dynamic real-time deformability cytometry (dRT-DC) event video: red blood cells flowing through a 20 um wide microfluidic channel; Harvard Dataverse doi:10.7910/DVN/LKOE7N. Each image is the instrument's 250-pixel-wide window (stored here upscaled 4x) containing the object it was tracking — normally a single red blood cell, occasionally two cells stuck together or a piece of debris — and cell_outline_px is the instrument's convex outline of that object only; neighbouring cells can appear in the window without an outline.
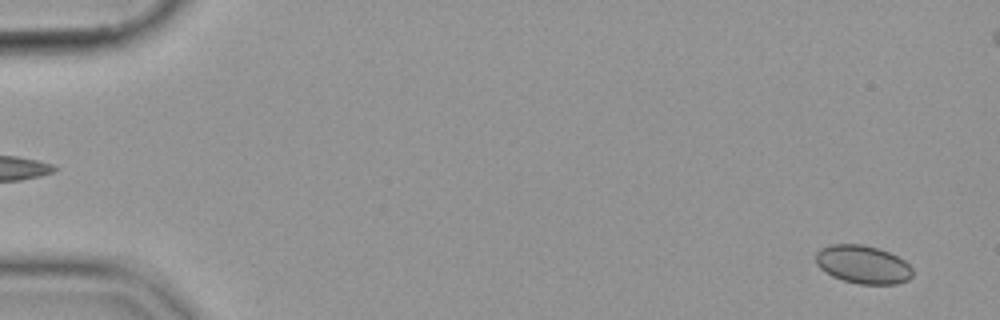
{"species": "common noctule bat (a hibernating species)", "species_latin": "Nyctalus noctula", "temperature_condition": "cold", "stored_images_in_passage": 23, "camera_frame_rate_fps": 3000, "um_per_image_px": 0.085, "animal": {"sex": "female", "body_mass_g": 19.9}, "frame": {"image": 1, "passage_image": 3, "time_ms": 0.667, "image_size_px": [1000, 320], "cell_outline_px": [[912, 276], [908, 280], [896, 284], [860, 284], [844, 280], [832, 276], [820, 268], [816, 264], [816, 252], [820, 248], [832, 244], [860, 244], [876, 248], [888, 252], [904, 260], [912, 268]], "centroid_in_image_um": [73.33, 22.48], "position_along_channel_um": 11.7, "area_um2": 21.44}}
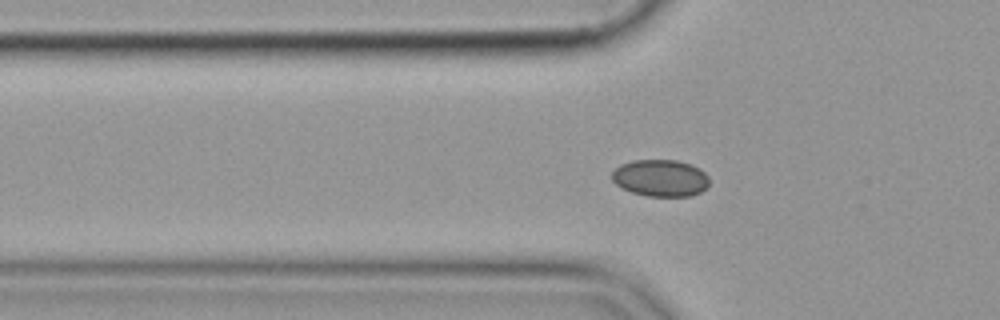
{"frame": {"image": 2, "passage_image": 19, "time_ms": 6.0, "image_size_px": [1000, 320], "cell_outline_px": [[708, 184], [700, 192], [692, 196], [648, 196], [632, 192], [620, 188], [612, 180], [612, 172], [620, 164], [632, 160], [676, 160], [692, 164], [700, 168], [708, 176]], "centroid_in_image_um": [56.13, 15.12], "position_along_channel_um": 69.7, "area_um2": 21.04}}
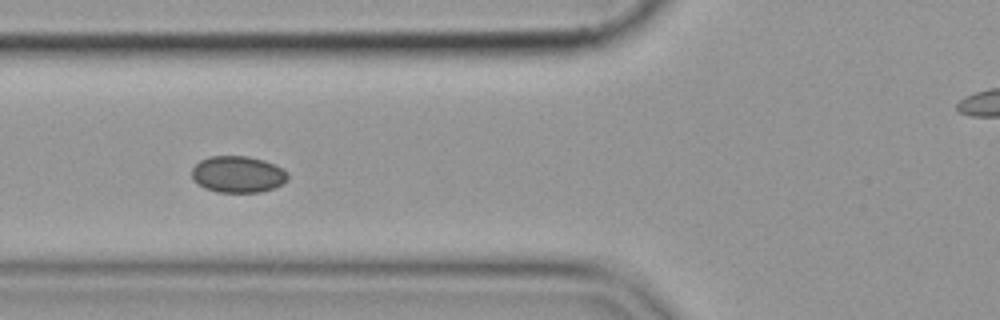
{"frame": {"image": 3, "passage_image": 22, "time_ms": 7.0, "image_size_px": [1000, 320], "cell_outline_px": [[288, 180], [284, 184], [276, 188], [260, 192], [216, 192], [204, 188], [196, 184], [192, 180], [192, 168], [200, 160], [208, 156], [248, 156], [264, 160], [288, 172]], "centroid_in_image_um": [20.21, 14.83], "position_along_channel_um": 105.6, "area_um2": 20.75}}